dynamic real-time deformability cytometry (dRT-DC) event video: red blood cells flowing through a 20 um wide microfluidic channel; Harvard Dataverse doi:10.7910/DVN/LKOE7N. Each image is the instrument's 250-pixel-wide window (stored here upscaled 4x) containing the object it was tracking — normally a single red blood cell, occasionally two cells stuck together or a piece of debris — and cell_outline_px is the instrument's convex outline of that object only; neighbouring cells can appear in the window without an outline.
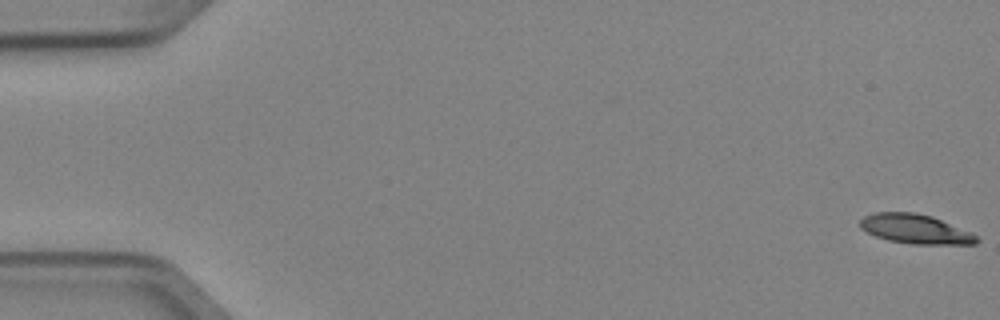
{"species": "Egyptian fruit bat (a non-hibernating species)", "species_latin": "Rousettus aegyptiacus", "temperature_condition": "cold", "stored_images_in_passage": 4, "camera_frame_rate_fps": 3000, "um_per_image_px": 0.085, "animal": {"sex": "female"}, "frame": {"image": 1, "passage_image": 1, "time_ms": 0.0, "image_size_px": [1000, 320], "cell_outline_px": [[980, 240], [976, 244], [912, 244], [888, 240], [876, 236], [860, 228], [860, 220], [864, 216], [876, 212], [912, 212], [932, 216], [972, 232]], "centroid_in_image_um": [77.82, 19.46], "position_along_channel_um": 7.2, "area_um2": 19.94}}